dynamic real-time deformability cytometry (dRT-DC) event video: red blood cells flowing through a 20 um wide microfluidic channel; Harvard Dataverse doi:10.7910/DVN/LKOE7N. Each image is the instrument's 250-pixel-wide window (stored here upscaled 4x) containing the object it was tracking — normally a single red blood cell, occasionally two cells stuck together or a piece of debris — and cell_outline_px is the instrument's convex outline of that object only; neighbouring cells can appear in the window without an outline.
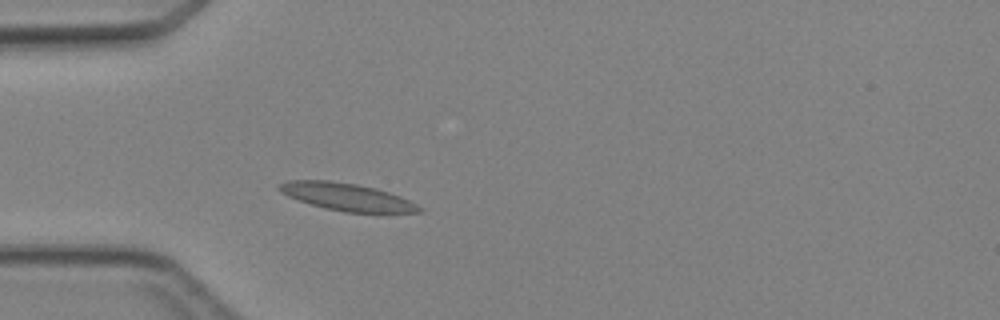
{"species": "Egyptian fruit bat (a non-hibernating species)", "species_latin": "Rousettus aegyptiacus", "temperature_condition": "cold", "stored_images_in_passage": 1, "camera_frame_rate_fps": 3000, "um_per_image_px": 0.085, "animal": {"sex": "female"}, "frame": {"image": 1, "passage_image": 1, "time_ms": 0.0, "image_size_px": [1000, 320], "cell_outline_px": [[424, 208], [420, 212], [344, 212], [324, 208], [288, 196], [280, 192], [276, 188], [276, 184], [288, 180], [328, 180], [356, 184], [376, 188], [400, 196]], "centroid_in_image_um": [29.43, 16.72], "position_along_channel_um": 55.6, "area_um2": 22.25}}